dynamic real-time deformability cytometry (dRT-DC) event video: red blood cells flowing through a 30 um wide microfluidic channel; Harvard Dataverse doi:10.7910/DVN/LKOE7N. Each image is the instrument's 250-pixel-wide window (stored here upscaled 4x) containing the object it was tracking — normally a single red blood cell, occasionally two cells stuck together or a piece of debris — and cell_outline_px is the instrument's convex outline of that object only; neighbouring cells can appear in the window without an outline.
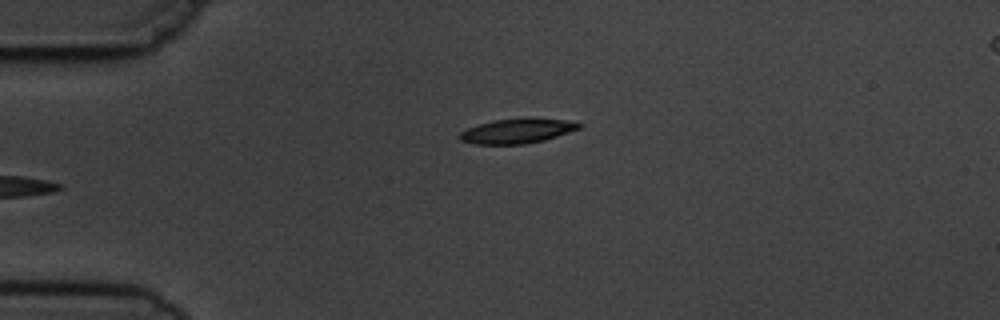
{"species": "common noctule bat (a hibernating species)", "species_latin": "Nyctalus noctula", "temperature_condition": "cold", "stored_images_in_passage": 5, "camera_frame_rate_fps": 3000, "um_per_image_px": 0.085, "animal": {"sex": "male", "body_mass_g": 19.5, "forearm_length_mm": 54.6}, "frame": {"image": 1, "passage_image": 5, "time_ms": 4.667, "image_size_px": [1000, 320], "cell_outline_px": [[584, 124], [580, 128], [544, 140], [524, 144], [476, 144], [460, 140], [460, 132], [468, 128], [492, 120], [524, 116], [532, 116], [576, 120]], "centroid_in_image_um": [44.06, 11.08], "position_along_channel_um": 40.9, "area_um2": 17.8}}